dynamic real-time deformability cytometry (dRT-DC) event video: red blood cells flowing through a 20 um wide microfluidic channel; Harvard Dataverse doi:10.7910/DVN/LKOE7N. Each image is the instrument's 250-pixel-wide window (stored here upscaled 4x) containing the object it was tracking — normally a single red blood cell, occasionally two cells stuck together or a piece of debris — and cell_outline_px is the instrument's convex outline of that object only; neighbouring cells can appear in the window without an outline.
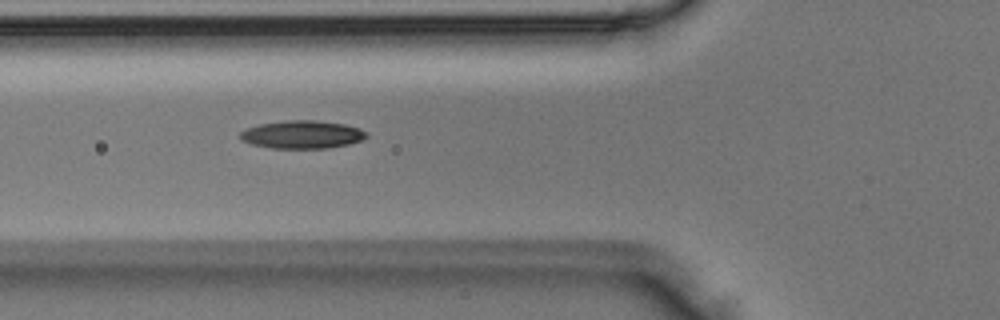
{"species": "Egyptian fruit bat (a non-hibernating species)", "species_latin": "Rousettus aegyptiacus", "temperature_condition": "room temperature", "stored_images_in_passage": 7, "segment_of_instrument_passage": [1, 2], "camera_frame_rate_fps": 3000, "um_per_image_px": 0.085, "animal": {"sex": "male"}, "frame": {"image": 1, "passage_image": 6, "time_ms": 1.667, "image_size_px": [1000, 320], "cell_outline_px": [[368, 136], [360, 140], [348, 144], [328, 148], [272, 148], [252, 144], [240, 140], [240, 132], [248, 128], [260, 124], [284, 120], [316, 120], [344, 124], [360, 128], [368, 132]], "centroid_in_image_um": [25.69, 11.43], "position_along_channel_um": 100.1, "area_um2": 20.58}}